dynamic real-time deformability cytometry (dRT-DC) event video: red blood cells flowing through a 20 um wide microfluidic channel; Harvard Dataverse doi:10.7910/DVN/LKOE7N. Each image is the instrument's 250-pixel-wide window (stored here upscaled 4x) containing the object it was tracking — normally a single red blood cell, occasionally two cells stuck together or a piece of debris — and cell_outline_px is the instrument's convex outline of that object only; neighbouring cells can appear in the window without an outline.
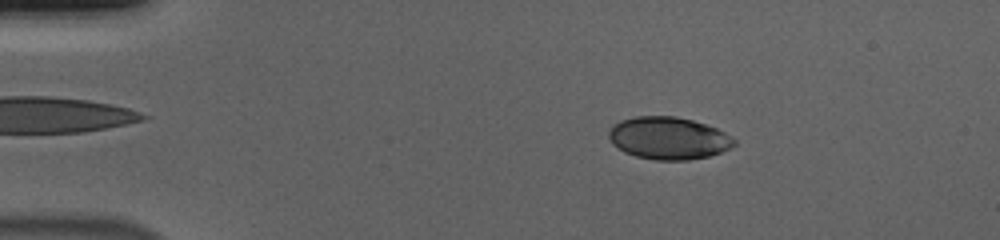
{"species": "human", "species_latin": "Homo sapiens", "temperature_condition": "cold", "stored_images_in_passage": 55, "camera_frame_rate_fps": 3000, "um_per_image_px": 0.085, "donor": {"sex": "male"}, "frame": {"image": 1, "passage_image": 9, "time_ms": 2.667, "image_size_px": [1000, 240], "cell_outline_px": [[736, 144], [720, 152], [708, 156], [688, 160], [656, 160], [636, 156], [624, 152], [612, 144], [608, 136], [608, 132], [612, 124], [620, 120], [636, 116], [676, 116], [692, 120], [716, 128], [724, 132], [736, 140]], "centroid_in_image_um": [56.78, 11.74], "position_along_channel_um": 28.2, "area_um2": 30.98}}
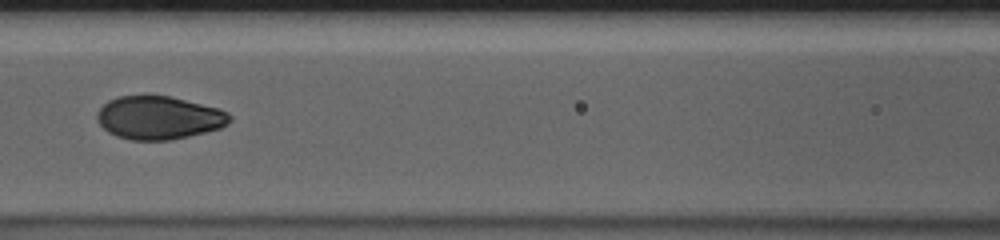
{"frame": {"image": 2, "passage_image": 25, "time_ms": 8.0, "image_size_px": [1000, 240], "cell_outline_px": [[232, 120], [228, 124], [220, 128], [188, 136], [168, 140], [132, 140], [116, 136], [108, 132], [96, 120], [96, 112], [108, 100], [120, 96], [168, 96], [220, 108], [228, 112], [232, 116]], "centroid_in_image_um": [13.51, 10.01], "position_along_channel_um": 153.1, "area_um2": 33.35}}
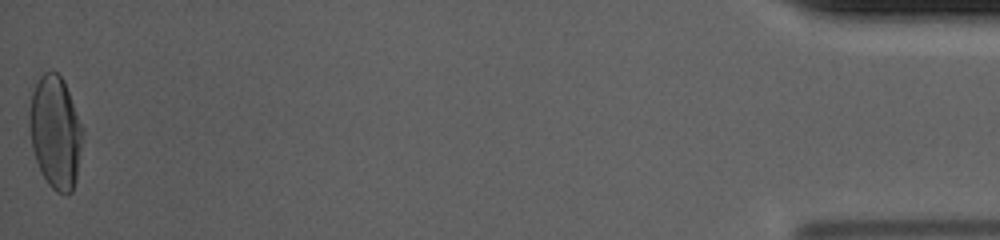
{"frame": {"image": 3, "passage_image": 55, "time_ms": 18.0, "image_size_px": [1000, 240], "cell_outline_px": [[84, 128], [76, 180], [72, 192], [68, 196], [56, 192], [48, 184], [40, 172], [32, 148], [28, 128], [28, 88], [44, 72], [56, 72], [64, 80]], "centroid_in_image_um": [4.66, 11.19], "position_along_channel_um": 430.5, "area_um2": 36.18}, "authors_computed_cell_mechanics": {"area_um2": 33.3506, "velocity_mm_per_s": 3.698, "shape_relaxation_time_tau1_ms": 4.247, "shape_relaxation_time_tau2_ms": null, "deformation_change_tau1": 0.1781, "deformation_change_tau2": null}}